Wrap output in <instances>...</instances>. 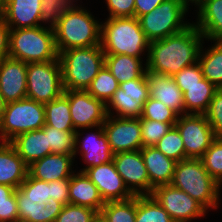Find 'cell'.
<instances>
[{"instance_id": "cell-41", "label": "cell", "mask_w": 222, "mask_h": 222, "mask_svg": "<svg viewBox=\"0 0 222 222\" xmlns=\"http://www.w3.org/2000/svg\"><path fill=\"white\" fill-rule=\"evenodd\" d=\"M19 188L35 203L44 204L50 198V182L35 179L29 173Z\"/></svg>"}, {"instance_id": "cell-17", "label": "cell", "mask_w": 222, "mask_h": 222, "mask_svg": "<svg viewBox=\"0 0 222 222\" xmlns=\"http://www.w3.org/2000/svg\"><path fill=\"white\" fill-rule=\"evenodd\" d=\"M84 174L97 187L104 202L124 201L134 196L125 186L122 177L116 170L113 160L99 166L87 168Z\"/></svg>"}, {"instance_id": "cell-44", "label": "cell", "mask_w": 222, "mask_h": 222, "mask_svg": "<svg viewBox=\"0 0 222 222\" xmlns=\"http://www.w3.org/2000/svg\"><path fill=\"white\" fill-rule=\"evenodd\" d=\"M172 78L184 94V86L201 84V80L204 76L200 64L197 62L191 66L183 68L177 74L172 76Z\"/></svg>"}, {"instance_id": "cell-40", "label": "cell", "mask_w": 222, "mask_h": 222, "mask_svg": "<svg viewBox=\"0 0 222 222\" xmlns=\"http://www.w3.org/2000/svg\"><path fill=\"white\" fill-rule=\"evenodd\" d=\"M18 207L15 188L0 184V222H17Z\"/></svg>"}, {"instance_id": "cell-45", "label": "cell", "mask_w": 222, "mask_h": 222, "mask_svg": "<svg viewBox=\"0 0 222 222\" xmlns=\"http://www.w3.org/2000/svg\"><path fill=\"white\" fill-rule=\"evenodd\" d=\"M109 18L135 17V0H106Z\"/></svg>"}, {"instance_id": "cell-21", "label": "cell", "mask_w": 222, "mask_h": 222, "mask_svg": "<svg viewBox=\"0 0 222 222\" xmlns=\"http://www.w3.org/2000/svg\"><path fill=\"white\" fill-rule=\"evenodd\" d=\"M74 155L50 153L29 166L28 173L35 179L45 182L70 179Z\"/></svg>"}, {"instance_id": "cell-13", "label": "cell", "mask_w": 222, "mask_h": 222, "mask_svg": "<svg viewBox=\"0 0 222 222\" xmlns=\"http://www.w3.org/2000/svg\"><path fill=\"white\" fill-rule=\"evenodd\" d=\"M68 96L74 129L103 125L107 118L106 104L90 95L86 90H64Z\"/></svg>"}, {"instance_id": "cell-28", "label": "cell", "mask_w": 222, "mask_h": 222, "mask_svg": "<svg viewBox=\"0 0 222 222\" xmlns=\"http://www.w3.org/2000/svg\"><path fill=\"white\" fill-rule=\"evenodd\" d=\"M139 57H132L123 54H105V66L116 78L118 83L140 78L146 68H142Z\"/></svg>"}, {"instance_id": "cell-35", "label": "cell", "mask_w": 222, "mask_h": 222, "mask_svg": "<svg viewBox=\"0 0 222 222\" xmlns=\"http://www.w3.org/2000/svg\"><path fill=\"white\" fill-rule=\"evenodd\" d=\"M100 213L108 222H135L136 196L124 201L105 202Z\"/></svg>"}, {"instance_id": "cell-31", "label": "cell", "mask_w": 222, "mask_h": 222, "mask_svg": "<svg viewBox=\"0 0 222 222\" xmlns=\"http://www.w3.org/2000/svg\"><path fill=\"white\" fill-rule=\"evenodd\" d=\"M48 141V155L50 153L76 155L80 133L78 131L57 130L48 125L42 127Z\"/></svg>"}, {"instance_id": "cell-19", "label": "cell", "mask_w": 222, "mask_h": 222, "mask_svg": "<svg viewBox=\"0 0 222 222\" xmlns=\"http://www.w3.org/2000/svg\"><path fill=\"white\" fill-rule=\"evenodd\" d=\"M146 77L150 98L162 102L177 115L185 113L183 93L172 77L147 70Z\"/></svg>"}, {"instance_id": "cell-5", "label": "cell", "mask_w": 222, "mask_h": 222, "mask_svg": "<svg viewBox=\"0 0 222 222\" xmlns=\"http://www.w3.org/2000/svg\"><path fill=\"white\" fill-rule=\"evenodd\" d=\"M10 29L9 57L28 63L58 59L52 24Z\"/></svg>"}, {"instance_id": "cell-25", "label": "cell", "mask_w": 222, "mask_h": 222, "mask_svg": "<svg viewBox=\"0 0 222 222\" xmlns=\"http://www.w3.org/2000/svg\"><path fill=\"white\" fill-rule=\"evenodd\" d=\"M10 143L28 166L48 155L47 136L42 128L21 133Z\"/></svg>"}, {"instance_id": "cell-7", "label": "cell", "mask_w": 222, "mask_h": 222, "mask_svg": "<svg viewBox=\"0 0 222 222\" xmlns=\"http://www.w3.org/2000/svg\"><path fill=\"white\" fill-rule=\"evenodd\" d=\"M187 4L184 0H166L150 13L138 18L141 29L152 42L184 31L191 24L182 23Z\"/></svg>"}, {"instance_id": "cell-38", "label": "cell", "mask_w": 222, "mask_h": 222, "mask_svg": "<svg viewBox=\"0 0 222 222\" xmlns=\"http://www.w3.org/2000/svg\"><path fill=\"white\" fill-rule=\"evenodd\" d=\"M141 118L168 123L173 127L178 115L162 102L149 97L144 103Z\"/></svg>"}, {"instance_id": "cell-8", "label": "cell", "mask_w": 222, "mask_h": 222, "mask_svg": "<svg viewBox=\"0 0 222 222\" xmlns=\"http://www.w3.org/2000/svg\"><path fill=\"white\" fill-rule=\"evenodd\" d=\"M45 125V106L29 98L6 103L0 122L2 142H10L17 135Z\"/></svg>"}, {"instance_id": "cell-3", "label": "cell", "mask_w": 222, "mask_h": 222, "mask_svg": "<svg viewBox=\"0 0 222 222\" xmlns=\"http://www.w3.org/2000/svg\"><path fill=\"white\" fill-rule=\"evenodd\" d=\"M64 90H87L105 65L100 45L71 48L59 53Z\"/></svg>"}, {"instance_id": "cell-43", "label": "cell", "mask_w": 222, "mask_h": 222, "mask_svg": "<svg viewBox=\"0 0 222 222\" xmlns=\"http://www.w3.org/2000/svg\"><path fill=\"white\" fill-rule=\"evenodd\" d=\"M211 125L215 137L222 139V89H218L204 113Z\"/></svg>"}, {"instance_id": "cell-23", "label": "cell", "mask_w": 222, "mask_h": 222, "mask_svg": "<svg viewBox=\"0 0 222 222\" xmlns=\"http://www.w3.org/2000/svg\"><path fill=\"white\" fill-rule=\"evenodd\" d=\"M141 155L147 169L150 185L153 188L171 183L177 163L175 160L166 157L154 146L143 147Z\"/></svg>"}, {"instance_id": "cell-26", "label": "cell", "mask_w": 222, "mask_h": 222, "mask_svg": "<svg viewBox=\"0 0 222 222\" xmlns=\"http://www.w3.org/2000/svg\"><path fill=\"white\" fill-rule=\"evenodd\" d=\"M199 21L195 25L204 38L222 41V0H200Z\"/></svg>"}, {"instance_id": "cell-53", "label": "cell", "mask_w": 222, "mask_h": 222, "mask_svg": "<svg viewBox=\"0 0 222 222\" xmlns=\"http://www.w3.org/2000/svg\"><path fill=\"white\" fill-rule=\"evenodd\" d=\"M187 4L189 3V1H191V3H195L197 4L200 0H184Z\"/></svg>"}, {"instance_id": "cell-46", "label": "cell", "mask_w": 222, "mask_h": 222, "mask_svg": "<svg viewBox=\"0 0 222 222\" xmlns=\"http://www.w3.org/2000/svg\"><path fill=\"white\" fill-rule=\"evenodd\" d=\"M50 198L67 205L69 203V179L50 181Z\"/></svg>"}, {"instance_id": "cell-30", "label": "cell", "mask_w": 222, "mask_h": 222, "mask_svg": "<svg viewBox=\"0 0 222 222\" xmlns=\"http://www.w3.org/2000/svg\"><path fill=\"white\" fill-rule=\"evenodd\" d=\"M44 106L45 125L62 131H77L73 126L68 96L65 93Z\"/></svg>"}, {"instance_id": "cell-37", "label": "cell", "mask_w": 222, "mask_h": 222, "mask_svg": "<svg viewBox=\"0 0 222 222\" xmlns=\"http://www.w3.org/2000/svg\"><path fill=\"white\" fill-rule=\"evenodd\" d=\"M209 175L219 184L222 182V139L216 138L200 158Z\"/></svg>"}, {"instance_id": "cell-34", "label": "cell", "mask_w": 222, "mask_h": 222, "mask_svg": "<svg viewBox=\"0 0 222 222\" xmlns=\"http://www.w3.org/2000/svg\"><path fill=\"white\" fill-rule=\"evenodd\" d=\"M118 88V81L104 65L86 91L107 104Z\"/></svg>"}, {"instance_id": "cell-2", "label": "cell", "mask_w": 222, "mask_h": 222, "mask_svg": "<svg viewBox=\"0 0 222 222\" xmlns=\"http://www.w3.org/2000/svg\"><path fill=\"white\" fill-rule=\"evenodd\" d=\"M50 24L58 53L100 45L101 25L87 10L74 6L53 10Z\"/></svg>"}, {"instance_id": "cell-15", "label": "cell", "mask_w": 222, "mask_h": 222, "mask_svg": "<svg viewBox=\"0 0 222 222\" xmlns=\"http://www.w3.org/2000/svg\"><path fill=\"white\" fill-rule=\"evenodd\" d=\"M52 12L44 0H5L4 22L10 29L41 26L51 22Z\"/></svg>"}, {"instance_id": "cell-48", "label": "cell", "mask_w": 222, "mask_h": 222, "mask_svg": "<svg viewBox=\"0 0 222 222\" xmlns=\"http://www.w3.org/2000/svg\"><path fill=\"white\" fill-rule=\"evenodd\" d=\"M166 0H135V17L138 19L144 14L150 13Z\"/></svg>"}, {"instance_id": "cell-9", "label": "cell", "mask_w": 222, "mask_h": 222, "mask_svg": "<svg viewBox=\"0 0 222 222\" xmlns=\"http://www.w3.org/2000/svg\"><path fill=\"white\" fill-rule=\"evenodd\" d=\"M63 93L59 59L27 64V98L45 104Z\"/></svg>"}, {"instance_id": "cell-47", "label": "cell", "mask_w": 222, "mask_h": 222, "mask_svg": "<svg viewBox=\"0 0 222 222\" xmlns=\"http://www.w3.org/2000/svg\"><path fill=\"white\" fill-rule=\"evenodd\" d=\"M10 28L3 21L0 24V62L9 57Z\"/></svg>"}, {"instance_id": "cell-49", "label": "cell", "mask_w": 222, "mask_h": 222, "mask_svg": "<svg viewBox=\"0 0 222 222\" xmlns=\"http://www.w3.org/2000/svg\"><path fill=\"white\" fill-rule=\"evenodd\" d=\"M44 1L52 11L73 5L71 0H44Z\"/></svg>"}, {"instance_id": "cell-20", "label": "cell", "mask_w": 222, "mask_h": 222, "mask_svg": "<svg viewBox=\"0 0 222 222\" xmlns=\"http://www.w3.org/2000/svg\"><path fill=\"white\" fill-rule=\"evenodd\" d=\"M15 197L18 207V221L55 222L64 206L52 198H49L44 204L35 203L32 199H28L20 188L15 189Z\"/></svg>"}, {"instance_id": "cell-10", "label": "cell", "mask_w": 222, "mask_h": 222, "mask_svg": "<svg viewBox=\"0 0 222 222\" xmlns=\"http://www.w3.org/2000/svg\"><path fill=\"white\" fill-rule=\"evenodd\" d=\"M175 126L184 142L185 159H200L216 139L204 114H182Z\"/></svg>"}, {"instance_id": "cell-29", "label": "cell", "mask_w": 222, "mask_h": 222, "mask_svg": "<svg viewBox=\"0 0 222 222\" xmlns=\"http://www.w3.org/2000/svg\"><path fill=\"white\" fill-rule=\"evenodd\" d=\"M217 90L218 88L205 78L201 80V84L184 86L185 114H189L187 110L190 114L192 111V114H204Z\"/></svg>"}, {"instance_id": "cell-16", "label": "cell", "mask_w": 222, "mask_h": 222, "mask_svg": "<svg viewBox=\"0 0 222 222\" xmlns=\"http://www.w3.org/2000/svg\"><path fill=\"white\" fill-rule=\"evenodd\" d=\"M113 162L125 186L134 196L152 194L154 188L150 185L141 150L116 153L113 156Z\"/></svg>"}, {"instance_id": "cell-4", "label": "cell", "mask_w": 222, "mask_h": 222, "mask_svg": "<svg viewBox=\"0 0 222 222\" xmlns=\"http://www.w3.org/2000/svg\"><path fill=\"white\" fill-rule=\"evenodd\" d=\"M150 41L136 17L108 18L101 24L100 46L104 54H123L139 57L148 51Z\"/></svg>"}, {"instance_id": "cell-52", "label": "cell", "mask_w": 222, "mask_h": 222, "mask_svg": "<svg viewBox=\"0 0 222 222\" xmlns=\"http://www.w3.org/2000/svg\"><path fill=\"white\" fill-rule=\"evenodd\" d=\"M92 222H108V221L105 219V217L101 213H98Z\"/></svg>"}, {"instance_id": "cell-12", "label": "cell", "mask_w": 222, "mask_h": 222, "mask_svg": "<svg viewBox=\"0 0 222 222\" xmlns=\"http://www.w3.org/2000/svg\"><path fill=\"white\" fill-rule=\"evenodd\" d=\"M151 195L174 222H188L206 213V209L199 202L171 184L155 187Z\"/></svg>"}, {"instance_id": "cell-27", "label": "cell", "mask_w": 222, "mask_h": 222, "mask_svg": "<svg viewBox=\"0 0 222 222\" xmlns=\"http://www.w3.org/2000/svg\"><path fill=\"white\" fill-rule=\"evenodd\" d=\"M98 127L99 131L96 134H89L85 140L82 141V145H80L82 148L81 152L83 151L82 156L84 157V161L88 164V166L80 172L113 160L114 153L104 133L103 125H99Z\"/></svg>"}, {"instance_id": "cell-24", "label": "cell", "mask_w": 222, "mask_h": 222, "mask_svg": "<svg viewBox=\"0 0 222 222\" xmlns=\"http://www.w3.org/2000/svg\"><path fill=\"white\" fill-rule=\"evenodd\" d=\"M69 203L89 207L98 213L105 204L97 187L84 172L74 174L69 179Z\"/></svg>"}, {"instance_id": "cell-22", "label": "cell", "mask_w": 222, "mask_h": 222, "mask_svg": "<svg viewBox=\"0 0 222 222\" xmlns=\"http://www.w3.org/2000/svg\"><path fill=\"white\" fill-rule=\"evenodd\" d=\"M29 166L18 155L10 142L0 144V184L15 189L25 181Z\"/></svg>"}, {"instance_id": "cell-50", "label": "cell", "mask_w": 222, "mask_h": 222, "mask_svg": "<svg viewBox=\"0 0 222 222\" xmlns=\"http://www.w3.org/2000/svg\"><path fill=\"white\" fill-rule=\"evenodd\" d=\"M6 102L4 101L3 97L0 94V122L3 117V113L5 111Z\"/></svg>"}, {"instance_id": "cell-6", "label": "cell", "mask_w": 222, "mask_h": 222, "mask_svg": "<svg viewBox=\"0 0 222 222\" xmlns=\"http://www.w3.org/2000/svg\"><path fill=\"white\" fill-rule=\"evenodd\" d=\"M170 184L186 192L206 210L217 207L221 186L206 171L201 159L177 162Z\"/></svg>"}, {"instance_id": "cell-33", "label": "cell", "mask_w": 222, "mask_h": 222, "mask_svg": "<svg viewBox=\"0 0 222 222\" xmlns=\"http://www.w3.org/2000/svg\"><path fill=\"white\" fill-rule=\"evenodd\" d=\"M135 222H174L152 195L136 196Z\"/></svg>"}, {"instance_id": "cell-32", "label": "cell", "mask_w": 222, "mask_h": 222, "mask_svg": "<svg viewBox=\"0 0 222 222\" xmlns=\"http://www.w3.org/2000/svg\"><path fill=\"white\" fill-rule=\"evenodd\" d=\"M200 50L198 63L205 79L222 89V41L215 42L212 48L201 54Z\"/></svg>"}, {"instance_id": "cell-1", "label": "cell", "mask_w": 222, "mask_h": 222, "mask_svg": "<svg viewBox=\"0 0 222 222\" xmlns=\"http://www.w3.org/2000/svg\"><path fill=\"white\" fill-rule=\"evenodd\" d=\"M204 38L195 24L164 39L150 42L146 69L172 77L185 67L198 62L201 40Z\"/></svg>"}, {"instance_id": "cell-51", "label": "cell", "mask_w": 222, "mask_h": 222, "mask_svg": "<svg viewBox=\"0 0 222 222\" xmlns=\"http://www.w3.org/2000/svg\"><path fill=\"white\" fill-rule=\"evenodd\" d=\"M5 0H0V24L4 21Z\"/></svg>"}, {"instance_id": "cell-11", "label": "cell", "mask_w": 222, "mask_h": 222, "mask_svg": "<svg viewBox=\"0 0 222 222\" xmlns=\"http://www.w3.org/2000/svg\"><path fill=\"white\" fill-rule=\"evenodd\" d=\"M149 97V86L145 72L140 78L119 84V88L106 104L107 115H111L109 106L112 105L118 117L140 118L144 103Z\"/></svg>"}, {"instance_id": "cell-18", "label": "cell", "mask_w": 222, "mask_h": 222, "mask_svg": "<svg viewBox=\"0 0 222 222\" xmlns=\"http://www.w3.org/2000/svg\"><path fill=\"white\" fill-rule=\"evenodd\" d=\"M0 94L6 103L27 97V63L11 57L0 62Z\"/></svg>"}, {"instance_id": "cell-36", "label": "cell", "mask_w": 222, "mask_h": 222, "mask_svg": "<svg viewBox=\"0 0 222 222\" xmlns=\"http://www.w3.org/2000/svg\"><path fill=\"white\" fill-rule=\"evenodd\" d=\"M154 147L176 162L185 160L184 142L176 126H173Z\"/></svg>"}, {"instance_id": "cell-14", "label": "cell", "mask_w": 222, "mask_h": 222, "mask_svg": "<svg viewBox=\"0 0 222 222\" xmlns=\"http://www.w3.org/2000/svg\"><path fill=\"white\" fill-rule=\"evenodd\" d=\"M103 128L114 154L142 149L139 118H113L108 115Z\"/></svg>"}, {"instance_id": "cell-39", "label": "cell", "mask_w": 222, "mask_h": 222, "mask_svg": "<svg viewBox=\"0 0 222 222\" xmlns=\"http://www.w3.org/2000/svg\"><path fill=\"white\" fill-rule=\"evenodd\" d=\"M142 133V148L153 147L172 128L168 123L139 118Z\"/></svg>"}, {"instance_id": "cell-42", "label": "cell", "mask_w": 222, "mask_h": 222, "mask_svg": "<svg viewBox=\"0 0 222 222\" xmlns=\"http://www.w3.org/2000/svg\"><path fill=\"white\" fill-rule=\"evenodd\" d=\"M97 211L84 206L68 203L64 205L55 222H92Z\"/></svg>"}]
</instances>
